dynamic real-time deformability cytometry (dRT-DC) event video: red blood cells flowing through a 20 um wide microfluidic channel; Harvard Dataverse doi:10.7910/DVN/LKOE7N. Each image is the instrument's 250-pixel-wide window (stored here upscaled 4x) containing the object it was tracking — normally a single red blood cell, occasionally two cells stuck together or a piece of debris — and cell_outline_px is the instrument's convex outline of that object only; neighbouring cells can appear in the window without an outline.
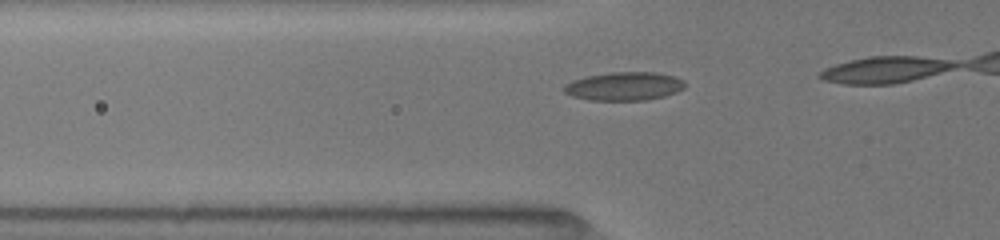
{"species": "common noctule bat (a hibernating species)", "species_latin": "Nyctalus noctula", "temperature_condition": "room temperature", "stored_images_in_passage": 10, "camera_frame_rate_fps": 3000, "um_per_image_px": 0.085, "animal": {"sex": "female", "body_mass_g": 19.5, "forearm_length_mm": 54.1}, "frame": {"image": 1, "passage_image": 5, "time_ms": 1.333, "image_size_px": [1000, 240], "cell_outline_px": [[684, 88], [676, 92], [664, 96], [648, 100], [588, 100], [572, 96], [564, 92], [560, 88], [564, 84], [572, 80], [588, 76], [612, 72], [656, 72], [676, 76], [684, 80]], "centroid_in_image_um": [53.04, 7.33], "position_along_channel_um": 72.8, "area_um2": 20.23}}
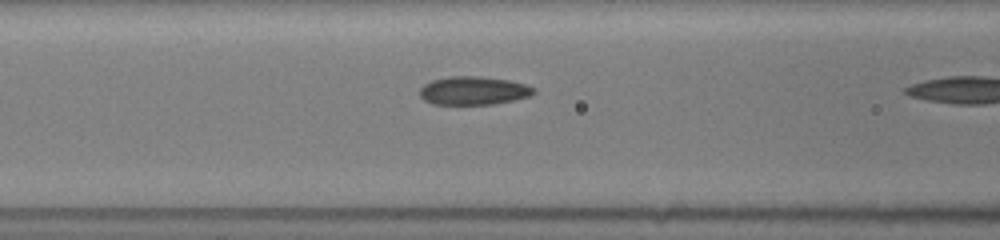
{"frame": {"image": 2, "passage_image": 9, "time_ms": 2.667, "image_size_px": [1000, 240], "cell_outline_px": [[536, 92], [528, 96], [512, 100], [492, 104], [432, 104], [424, 100], [420, 96], [420, 88], [424, 84], [432, 80], [452, 76], [480, 76], [508, 80], [524, 84], [536, 88]], "centroid_in_image_um": [40.23, 7.7], "position_along_channel_um": 126.4, "area_um2": 18.73}}